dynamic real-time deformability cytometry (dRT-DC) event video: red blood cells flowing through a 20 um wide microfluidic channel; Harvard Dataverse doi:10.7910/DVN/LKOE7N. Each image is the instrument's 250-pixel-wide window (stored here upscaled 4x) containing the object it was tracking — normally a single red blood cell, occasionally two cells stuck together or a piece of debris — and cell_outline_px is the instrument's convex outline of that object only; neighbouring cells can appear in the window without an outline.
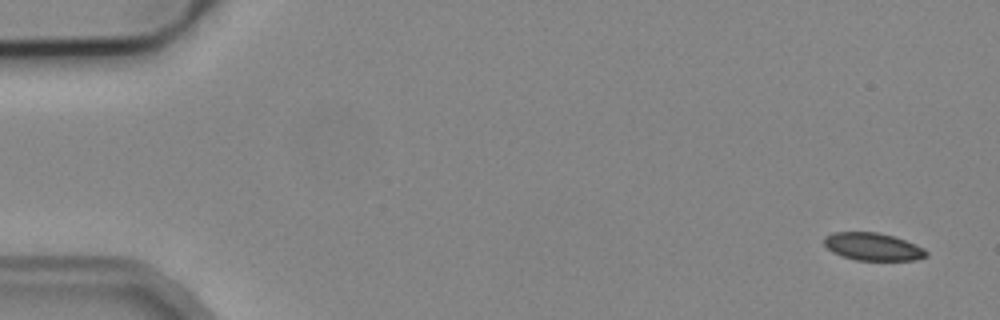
{"species": "common noctule bat (a hibernating species)", "species_latin": "Nyctalus noctula", "temperature_condition": "cold", "stored_images_in_passage": 4, "camera_frame_rate_fps": 3000, "um_per_image_px": 0.085, "animal": {"sex": "male", "body_mass_g": 19.2, "forearm_length_mm": 51.8}, "frame": {"image": 1, "passage_image": 1, "time_ms": 0.0, "image_size_px": [1000, 320], "cell_outline_px": [[928, 256], [916, 260], [856, 260], [832, 252], [824, 244], [824, 236], [832, 232], [876, 232], [892, 236], [916, 244], [924, 248], [928, 252]], "centroid_in_image_um": [74.2, 20.96], "position_along_channel_um": 10.8, "area_um2": 16.42}}